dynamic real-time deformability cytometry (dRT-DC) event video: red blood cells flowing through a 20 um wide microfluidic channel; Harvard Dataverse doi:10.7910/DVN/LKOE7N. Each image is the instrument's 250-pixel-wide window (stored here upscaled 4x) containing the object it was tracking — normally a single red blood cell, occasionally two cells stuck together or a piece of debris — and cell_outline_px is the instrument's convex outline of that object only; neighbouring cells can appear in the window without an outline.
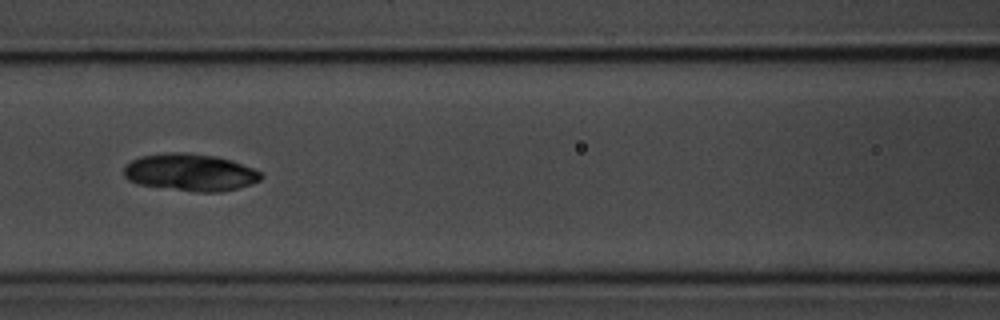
{"species": "common noctule bat (a hibernating species)", "species_latin": "Nyctalus noctula", "temperature_condition": "room temperature", "stored_images_in_passage": 5, "camera_frame_rate_fps": 3000, "um_per_image_px": 0.085, "animal": {"sex": "male", "body_mass_g": 20.1, "forearm_length_mm": 53.5}, "frame": {"image": 1, "passage_image": 3, "time_ms": 2.333, "image_size_px": [1000, 320], "cell_outline_px": [[264, 176], [260, 180], [252, 184], [220, 192], [196, 192], [140, 184], [128, 180], [124, 176], [124, 168], [132, 160], [140, 156], [168, 152], [188, 152], [216, 156], [232, 160], [252, 168], [260, 172]], "centroid_in_image_um": [16.19, 14.64], "position_along_channel_um": 150.4, "area_um2": 29.71}}
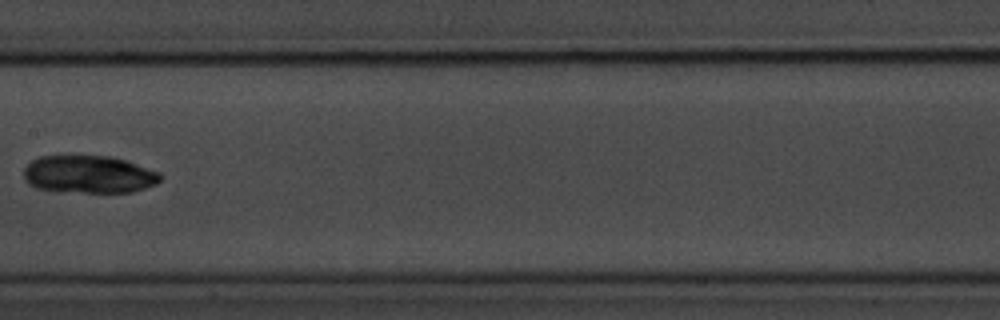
{"frame": {"image": 2, "passage_image": 4, "time_ms": 3.667, "image_size_px": [1000, 320], "cell_outline_px": [[160, 180], [156, 184], [132, 192], [84, 192], [36, 188], [28, 184], [24, 180], [24, 168], [32, 160], [40, 156], [72, 152], [112, 156], [128, 160], [160, 172]], "centroid_in_image_um": [7.53, 14.75], "position_along_channel_um": 199.9, "area_um2": 30.98}}